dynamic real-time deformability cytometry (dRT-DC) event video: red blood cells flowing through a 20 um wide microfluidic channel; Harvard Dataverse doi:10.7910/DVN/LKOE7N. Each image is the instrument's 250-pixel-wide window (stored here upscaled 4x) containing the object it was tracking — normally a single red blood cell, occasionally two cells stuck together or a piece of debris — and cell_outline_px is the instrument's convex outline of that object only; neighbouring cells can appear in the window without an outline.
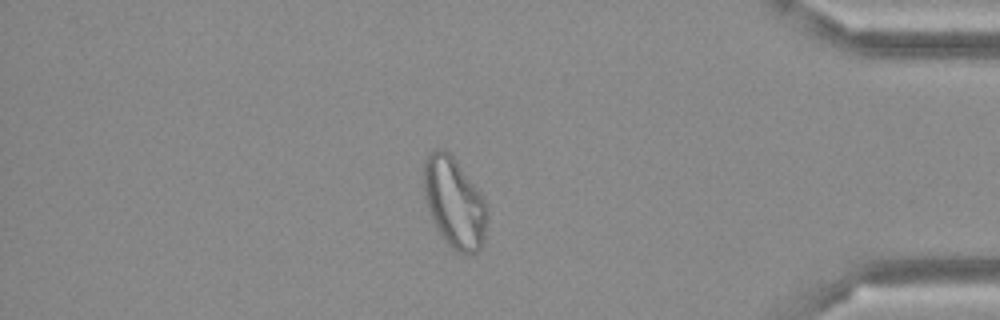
{"species": "Egyptian fruit bat (a non-hibernating species)", "species_latin": "Rousettus aegyptiacus", "temperature_condition": "cold", "stored_images_in_passage": 49, "camera_frame_rate_fps": 3000, "um_per_image_px": 0.085, "frame": {"image": 1, "passage_image": 42, "time_ms": 13.667, "image_size_px": [1000, 320], "cell_outline_px": [[488, 216], [484, 236], [480, 248], [476, 252], [468, 256], [452, 248], [448, 244], [436, 228], [428, 212], [424, 196], [424, 160], [428, 152], [436, 148], [444, 148], [452, 156], [480, 192], [488, 208]], "centroid_in_image_um": [38.6, 17.22], "position_along_channel_um": 396.6, "area_um2": 33.47}}